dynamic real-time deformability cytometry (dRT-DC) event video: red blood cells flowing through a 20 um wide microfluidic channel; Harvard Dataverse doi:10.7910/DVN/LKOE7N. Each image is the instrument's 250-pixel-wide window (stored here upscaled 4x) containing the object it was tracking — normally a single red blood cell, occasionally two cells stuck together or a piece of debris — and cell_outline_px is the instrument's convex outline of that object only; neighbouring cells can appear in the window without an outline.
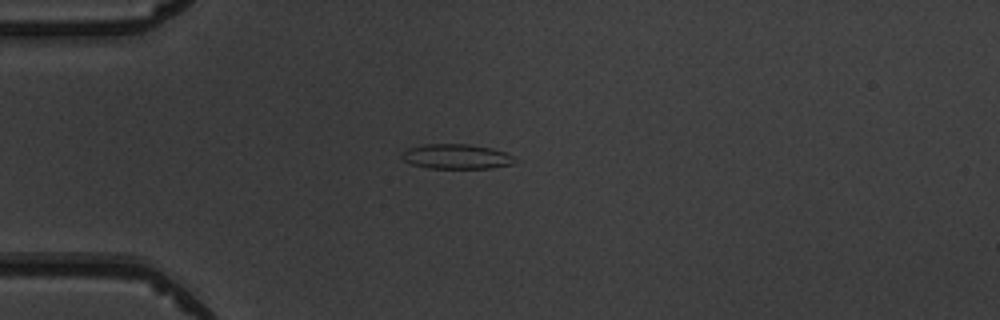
{"species": "common noctule bat (a hibernating species)", "species_latin": "Nyctalus noctula", "temperature_condition": "warm", "stored_images_in_passage": 4, "camera_frame_rate_fps": 3000, "um_per_image_px": 0.085, "animal": {"sex": "male", "body_mass_g": 19.5, "forearm_length_mm": 54.6}, "frame": {"image": 1, "passage_image": 4, "time_ms": 3.333, "image_size_px": [1000, 320], "cell_outline_px": [[512, 164], [492, 168], [428, 168], [412, 164], [404, 160], [400, 156], [408, 148], [424, 144], [468, 144], [492, 148], [504, 152], [512, 156]], "centroid_in_image_um": [38.76, 13.3], "position_along_channel_um": 46.2, "area_um2": 16.13}}